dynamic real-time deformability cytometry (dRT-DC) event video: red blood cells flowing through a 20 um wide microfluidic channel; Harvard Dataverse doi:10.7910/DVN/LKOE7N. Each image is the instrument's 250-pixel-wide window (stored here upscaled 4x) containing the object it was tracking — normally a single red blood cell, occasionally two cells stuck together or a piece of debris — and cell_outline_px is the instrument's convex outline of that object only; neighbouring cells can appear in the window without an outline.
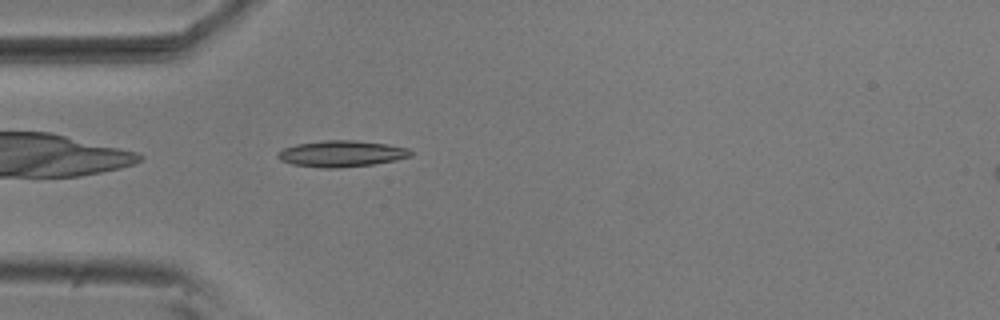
{"species": "common noctule bat (a hibernating species)", "species_latin": "Nyctalus noctula", "temperature_condition": "room temperature", "stored_images_in_passage": 41, "camera_frame_rate_fps": 3000, "um_per_image_px": 0.085, "animal": {"sex": "male", "body_mass_g": 20.5, "forearm_length_mm": 52.5}, "frame": {"image": 1, "passage_image": 2, "time_ms": 0.333, "image_size_px": [1000, 320], "cell_outline_px": [[412, 156], [396, 160], [372, 164], [336, 168], [320, 168], [292, 164], [280, 160], [276, 156], [276, 152], [284, 148], [296, 144], [324, 140], [352, 140], [388, 144], [408, 148], [412, 152]], "centroid_in_image_um": [29.0, 13.06], "position_along_channel_um": 56.0, "area_um2": 20.4}}
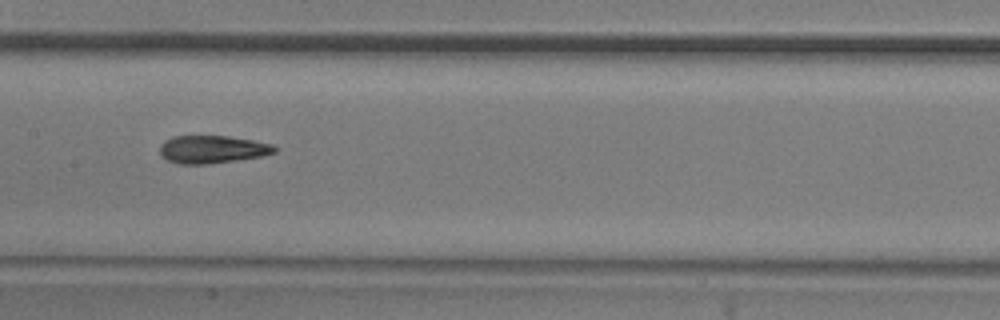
{"frame": {"image": 2, "passage_image": 13, "time_ms": 4.0, "image_size_px": [1000, 320], "cell_outline_px": [[276, 152], [264, 156], [208, 164], [180, 164], [168, 160], [160, 152], [160, 144], [164, 140], [172, 136], [228, 136], [252, 140], [272, 144], [276, 148]], "centroid_in_image_um": [18.05, 12.69], "position_along_channel_um": 189.4, "area_um2": 18.55}}
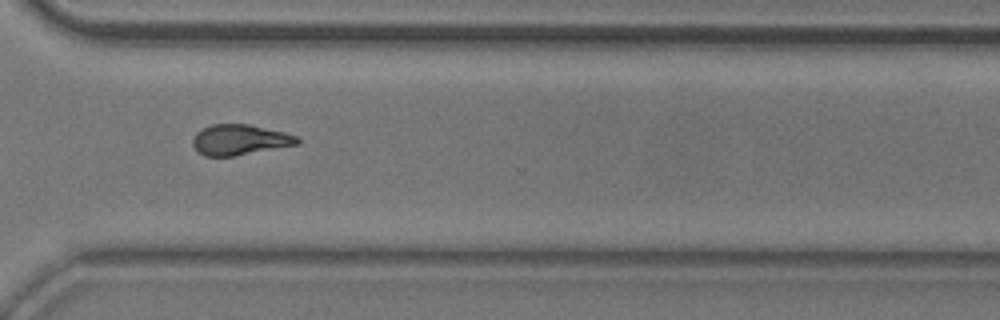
{"frame": {"image": 3, "passage_image": 26, "time_ms": 8.333, "image_size_px": [1000, 320], "cell_outline_px": [[300, 144], [232, 156], [204, 156], [192, 144], [192, 140], [196, 132], [212, 124], [248, 124], [284, 132], [296, 136], [300, 140]], "centroid_in_image_um": [20.38, 11.88], "position_along_channel_um": 350.2, "area_um2": 18.38}, "authors_computed_cell_mechanics": {"area_um2": 18.3804, "velocity_mm_per_s": 3.7287, "shape_relaxation_time_tau1_ms": 4.3474, "shape_relaxation_time_tau2_ms": 2.6265, "deformation_change_tau1": 0.1559, "deformation_change_tau2": 0.1031}}